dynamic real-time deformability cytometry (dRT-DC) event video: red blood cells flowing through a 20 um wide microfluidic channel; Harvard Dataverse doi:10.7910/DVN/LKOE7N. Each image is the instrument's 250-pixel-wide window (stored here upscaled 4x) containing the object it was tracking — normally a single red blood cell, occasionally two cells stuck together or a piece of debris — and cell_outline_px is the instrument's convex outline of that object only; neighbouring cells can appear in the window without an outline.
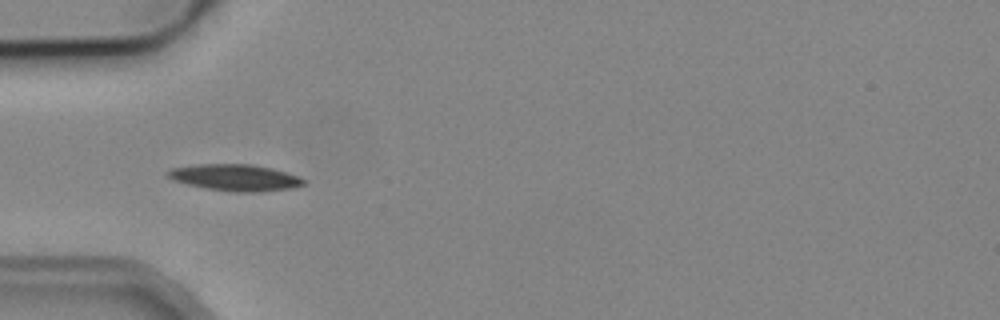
{"species": "common noctule bat (a hibernating species)", "species_latin": "Nyctalus noctula", "temperature_condition": "cold", "stored_images_in_passage": 6, "camera_frame_rate_fps": 3000, "um_per_image_px": 0.085, "animal": {"sex": "male", "body_mass_g": 19.2, "forearm_length_mm": 51.8}, "frame": {"image": 1, "passage_image": 5, "time_ms": 4.667, "image_size_px": [1000, 320], "cell_outline_px": [[304, 184], [292, 188], [252, 192], [236, 192], [208, 188], [188, 184], [176, 180], [168, 176], [168, 172], [172, 168], [200, 164], [252, 164], [272, 168], [296, 176], [304, 180]], "centroid_in_image_um": [20.01, 15.08], "position_along_channel_um": 65.0, "area_um2": 20.4}}